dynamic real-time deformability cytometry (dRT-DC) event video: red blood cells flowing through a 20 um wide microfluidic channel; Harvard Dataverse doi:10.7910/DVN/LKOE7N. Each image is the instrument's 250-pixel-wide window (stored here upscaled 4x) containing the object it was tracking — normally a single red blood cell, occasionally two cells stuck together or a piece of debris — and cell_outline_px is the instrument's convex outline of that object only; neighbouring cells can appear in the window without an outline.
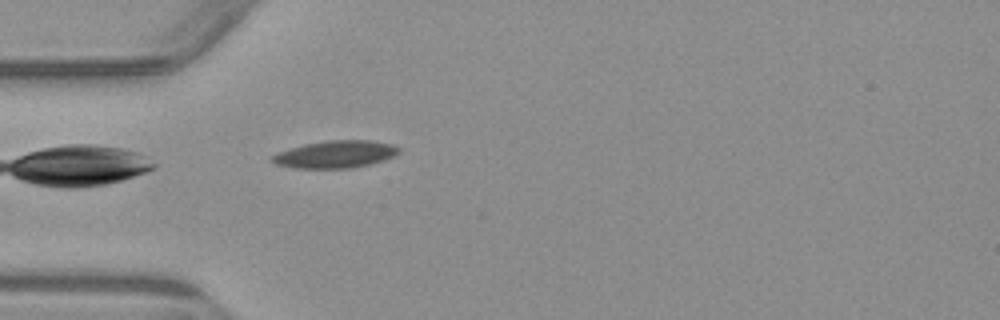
{"species": "common noctule bat (a hibernating species)", "species_latin": "Nyctalus noctula", "temperature_condition": "warm", "stored_images_in_passage": 3, "camera_frame_rate_fps": 3000, "um_per_image_px": 0.085, "animal": {"sex": "male", "body_mass_g": 23.1, "forearm_length_mm": 52.7}, "frame": {"image": 1, "passage_image": 3, "time_ms": 2.333, "image_size_px": [1000, 320], "cell_outline_px": [[400, 152], [396, 156], [384, 160], [352, 168], [296, 168], [276, 164], [268, 160], [272, 156], [280, 152], [304, 144], [324, 140], [372, 140], [392, 144], [400, 148]], "centroid_in_image_um": [28.55, 13.11], "position_along_channel_um": 56.5, "area_um2": 20.23}}